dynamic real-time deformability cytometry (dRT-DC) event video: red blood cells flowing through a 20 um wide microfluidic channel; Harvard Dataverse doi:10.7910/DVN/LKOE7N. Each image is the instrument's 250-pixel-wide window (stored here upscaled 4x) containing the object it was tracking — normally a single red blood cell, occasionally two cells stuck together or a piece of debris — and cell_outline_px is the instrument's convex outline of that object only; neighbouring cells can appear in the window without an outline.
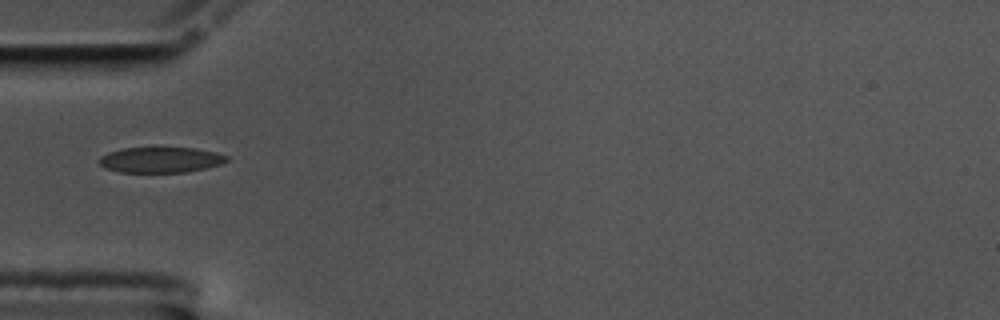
{"species": "common noctule bat (a hibernating species)", "species_latin": "Nyctalus noctula", "temperature_condition": "cold", "stored_images_in_passage": 40, "camera_frame_rate_fps": 3000, "um_per_image_px": 0.085, "animal": {"sex": "male", "body_mass_g": 17.5, "forearm_length_mm": 52.3}, "frame": {"image": 1, "passage_image": 1, "time_ms": 0.0, "image_size_px": [1000, 320], "cell_outline_px": [[228, 160], [220, 164], [188, 172], [120, 172], [104, 168], [100, 164], [100, 156], [108, 152], [124, 148], [152, 144], [156, 144], [196, 148], [216, 152], [228, 156]], "centroid_in_image_um": [13.64, 13.52], "position_along_channel_um": 71.4, "area_um2": 20.0}}
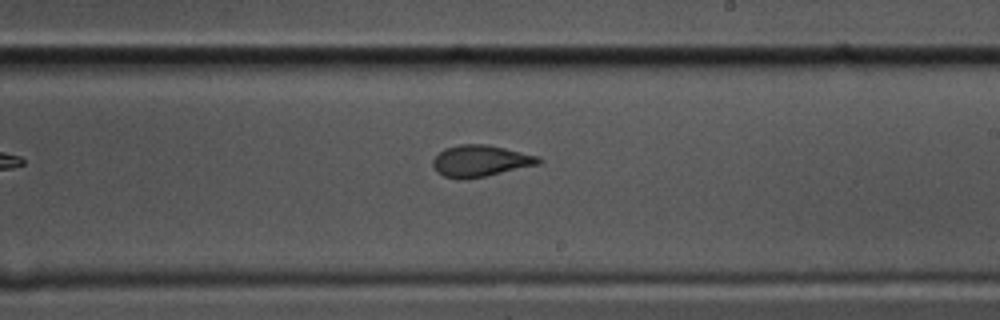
{"frame": {"image": 2, "passage_image": 16, "time_ms": 5.0, "image_size_px": [1000, 320], "cell_outline_px": [[544, 160], [540, 164], [484, 176], [464, 180], [460, 180], [444, 176], [436, 172], [432, 164], [432, 160], [444, 148], [460, 144], [488, 144], [540, 156]], "centroid_in_image_um": [40.84, 13.67], "position_along_channel_um": 248.2, "area_um2": 19.59}}
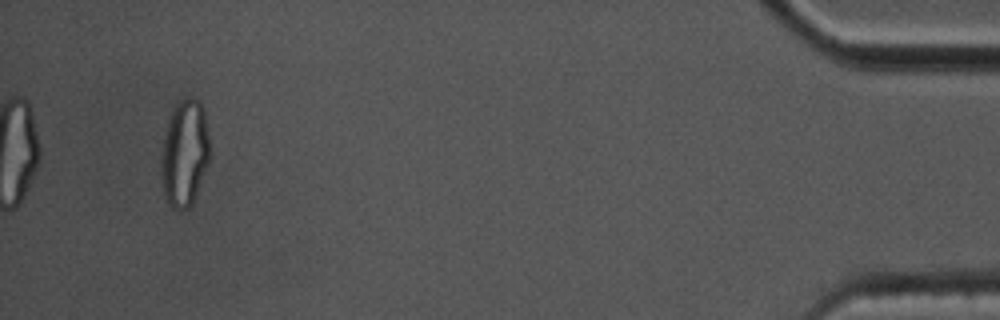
{"frame": {"image": 3, "passage_image": 37, "time_ms": 12.0, "image_size_px": [1000, 320], "cell_outline_px": [[212, 152], [208, 164], [192, 204], [188, 208], [180, 212], [172, 208], [168, 204], [164, 196], [160, 172], [160, 164], [164, 136], [168, 120], [172, 108], [180, 100], [188, 96], [192, 96], [200, 100], [204, 108]], "centroid_in_image_um": [15.7, 13.01], "position_along_channel_um": 419.5, "area_um2": 31.15}}